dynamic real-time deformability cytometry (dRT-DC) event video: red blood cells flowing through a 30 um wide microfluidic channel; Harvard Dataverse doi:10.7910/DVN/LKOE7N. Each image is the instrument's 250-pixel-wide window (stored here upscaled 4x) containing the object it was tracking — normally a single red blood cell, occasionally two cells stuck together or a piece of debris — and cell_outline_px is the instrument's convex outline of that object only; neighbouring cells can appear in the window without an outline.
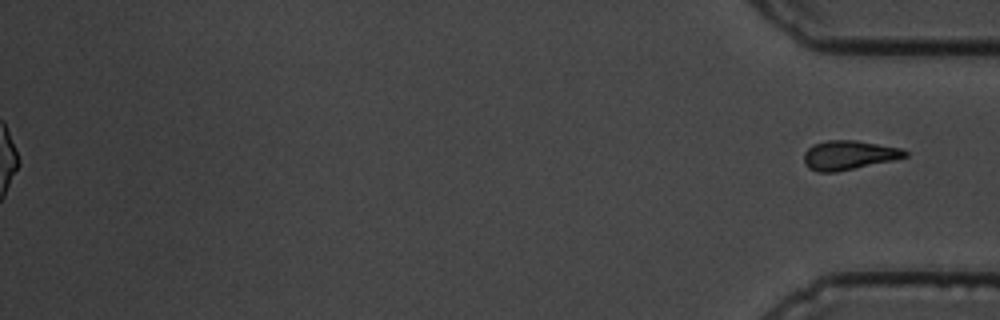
{"species": "common noctule bat (a hibernating species)", "species_latin": "Nyctalus noctula", "temperature_condition": "cold", "stored_images_in_passage": 61, "segment_of_instrument_passage": [2, 2], "camera_frame_rate_fps": 3000, "um_per_image_px": 0.085, "animal": {"sex": "male", "body_mass_g": 19.5, "forearm_length_mm": 54.6}, "frame": {"image": 1, "passage_image": 61, "time_ms": 20.0, "image_size_px": [1000, 320], "cell_outline_px": [[908, 156], [892, 160], [836, 172], [816, 172], [808, 168], [804, 164], [804, 152], [812, 144], [828, 140], [856, 140], [900, 148], [908, 152]], "centroid_in_image_um": [72.1, 13.18], "position_along_channel_um": 363.1, "area_um2": 17.17}}